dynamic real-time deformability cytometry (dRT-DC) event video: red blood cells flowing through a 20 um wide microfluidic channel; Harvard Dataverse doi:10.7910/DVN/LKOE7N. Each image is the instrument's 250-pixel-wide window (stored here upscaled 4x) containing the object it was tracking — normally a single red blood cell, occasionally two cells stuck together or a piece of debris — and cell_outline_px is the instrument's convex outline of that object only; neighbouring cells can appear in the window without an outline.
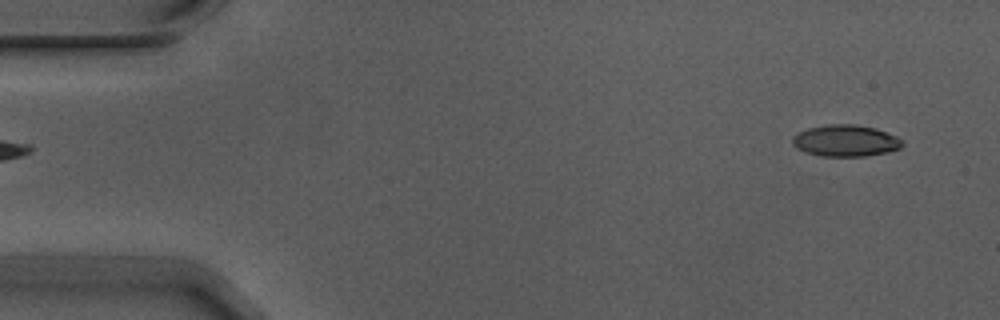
{"species": "Egyptian fruit bat (a non-hibernating species)", "species_latin": "Rousettus aegyptiacus", "temperature_condition": "warm", "stored_images_in_passage": 2, "segment_of_instrument_passage": [2, 2], "camera_frame_rate_fps": 3000, "um_per_image_px": 0.085, "animal": {"sex": "male"}, "frame": {"image": 1, "passage_image": 2, "time_ms": 0.333, "image_size_px": [1000, 320], "cell_outline_px": [[904, 144], [900, 148], [888, 152], [864, 156], [820, 156], [804, 152], [796, 148], [792, 144], [792, 140], [800, 132], [808, 128], [828, 124], [852, 124], [876, 128], [896, 136], [904, 140]], "centroid_in_image_um": [71.9, 11.96], "position_along_channel_um": 13.1, "area_um2": 20.23}}